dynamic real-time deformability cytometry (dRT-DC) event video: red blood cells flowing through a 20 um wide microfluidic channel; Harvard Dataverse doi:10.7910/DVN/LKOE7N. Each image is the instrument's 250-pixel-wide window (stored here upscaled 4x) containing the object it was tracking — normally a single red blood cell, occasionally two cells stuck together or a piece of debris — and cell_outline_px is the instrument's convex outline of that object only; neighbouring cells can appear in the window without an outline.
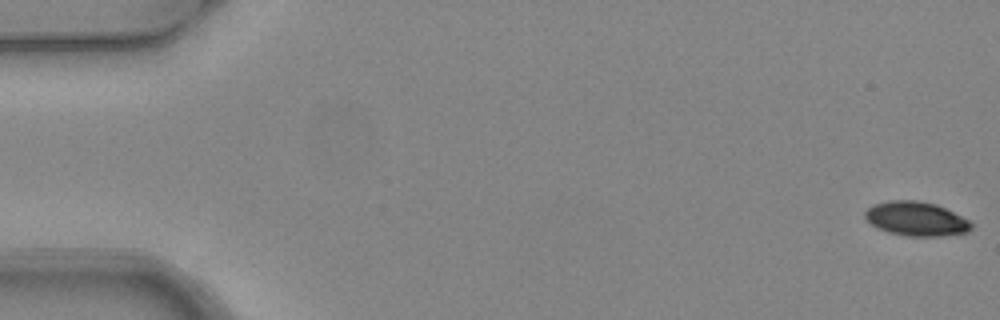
{"species": "common noctule bat (a hibernating species)", "species_latin": "Nyctalus noctula", "temperature_condition": "warm", "stored_images_in_passage": 6, "camera_frame_rate_fps": 3000, "um_per_image_px": 0.085, "animal": {"sex": "female", "body_mass_g": 24.6, "forearm_length_mm": 56.2}, "frame": {"image": 1, "passage_image": 1, "time_ms": 0.0, "image_size_px": [1000, 320], "cell_outline_px": [[972, 228], [968, 232], [940, 236], [908, 236], [888, 232], [872, 224], [864, 216], [864, 212], [872, 204], [892, 200], [916, 200], [936, 204], [968, 220], [972, 224]], "centroid_in_image_um": [77.86, 18.59], "position_along_channel_um": 7.1, "area_um2": 20.92}}